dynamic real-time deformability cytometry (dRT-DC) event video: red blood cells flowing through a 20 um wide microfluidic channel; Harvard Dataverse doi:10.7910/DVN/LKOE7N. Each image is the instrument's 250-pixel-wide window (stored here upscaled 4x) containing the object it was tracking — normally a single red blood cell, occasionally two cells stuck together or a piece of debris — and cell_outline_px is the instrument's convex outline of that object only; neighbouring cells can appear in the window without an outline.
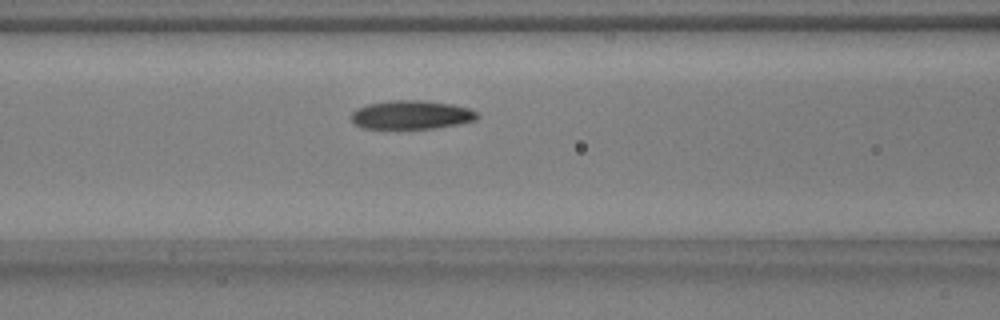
{"species": "common noctule bat (a hibernating species)", "species_latin": "Nyctalus noctula", "temperature_condition": "warm", "stored_images_in_passage": 35, "camera_frame_rate_fps": 3000, "um_per_image_px": 0.085, "animal": {"sex": "male", "body_mass_g": 17.9, "forearm_length_mm": 54.2}, "frame": {"image": 1, "passage_image": 9, "time_ms": 2.667, "image_size_px": [1000, 320], "cell_outline_px": [[480, 116], [476, 120], [460, 124], [432, 128], [364, 128], [356, 124], [352, 120], [352, 112], [368, 104], [396, 100], [424, 100], [452, 104], [468, 108], [476, 112]], "centroid_in_image_um": [35.02, 9.76], "position_along_channel_um": 131.6, "area_um2": 20.81}}
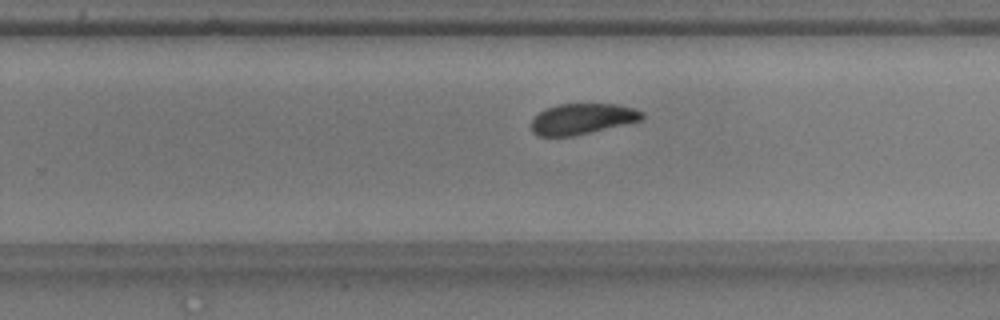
{"frame": {"image": 2, "passage_image": 21, "time_ms": 6.667, "image_size_px": [1000, 320], "cell_outline_px": [[644, 116], [640, 120], [572, 136], [540, 136], [532, 132], [532, 120], [544, 108], [556, 104], [616, 104], [632, 108], [644, 112]], "centroid_in_image_um": [49.45, 10.09], "position_along_channel_um": 280.3, "area_um2": 19.54}}
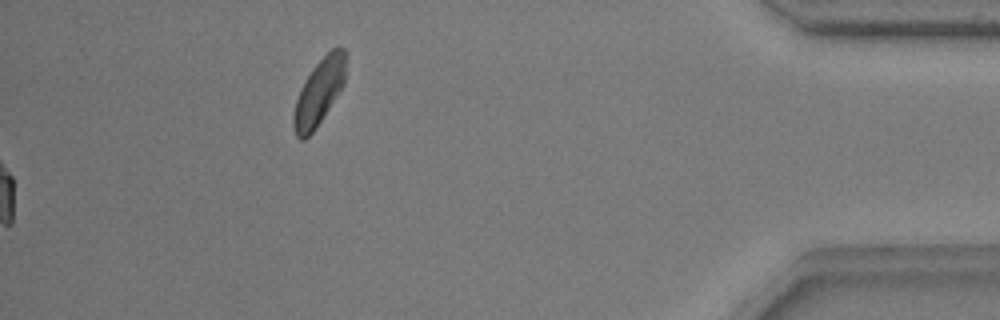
{"frame": {"image": 3, "passage_image": 35, "time_ms": 11.333, "image_size_px": [1000, 320], "cell_outline_px": [[344, 84], [316, 128], [304, 140], [300, 140], [296, 136], [292, 124], [292, 116], [296, 100], [300, 88], [316, 64], [336, 44], [340, 44], [344, 48]], "centroid_in_image_um": [27.09, 7.84], "position_along_channel_um": 408.1, "area_um2": 19.83}, "authors_computed_cell_mechanics": {"area_um2": 21.0392, "velocity_mm_per_s": 3.7316, "shape_relaxation_time_tau1_ms": 2.6562, "shape_relaxation_time_tau2_ms": 4.7213, "deformation_change_tau1": 0.091, "deformation_change_tau2": 0.0877}}